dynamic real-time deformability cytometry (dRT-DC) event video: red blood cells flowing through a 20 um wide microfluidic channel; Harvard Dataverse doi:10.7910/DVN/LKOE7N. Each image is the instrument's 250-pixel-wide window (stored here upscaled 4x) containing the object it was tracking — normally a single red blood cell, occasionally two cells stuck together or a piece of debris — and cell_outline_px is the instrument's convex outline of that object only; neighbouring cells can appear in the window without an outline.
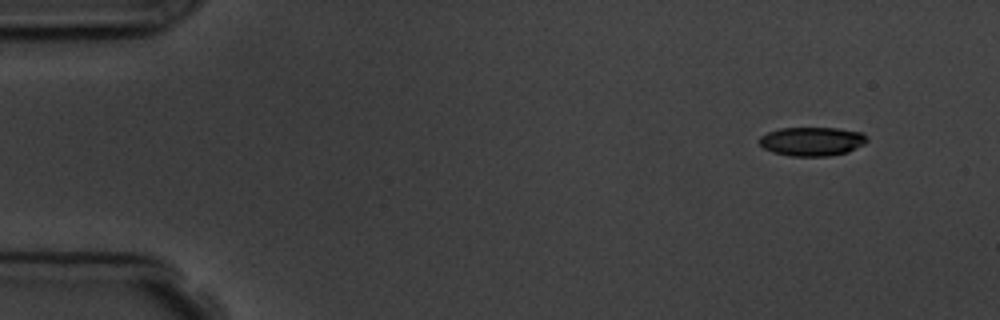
{"species": "common noctule bat (a hibernating species)", "species_latin": "Nyctalus noctula", "temperature_condition": "room temperature", "stored_images_in_passage": 6, "camera_frame_rate_fps": 3000, "um_per_image_px": 0.085, "animal": {"sex": "male", "body_mass_g": 19.5, "forearm_length_mm": 54.6}, "frame": {"image": 1, "passage_image": 1, "time_ms": 0.0, "image_size_px": [1000, 320], "cell_outline_px": [[868, 140], [864, 144], [848, 152], [828, 156], [788, 156], [772, 152], [764, 148], [760, 144], [760, 136], [768, 132], [780, 128], [836, 128], [860, 132]], "centroid_in_image_um": [69.0, 12.02], "position_along_channel_um": 16.0, "area_um2": 18.03}}
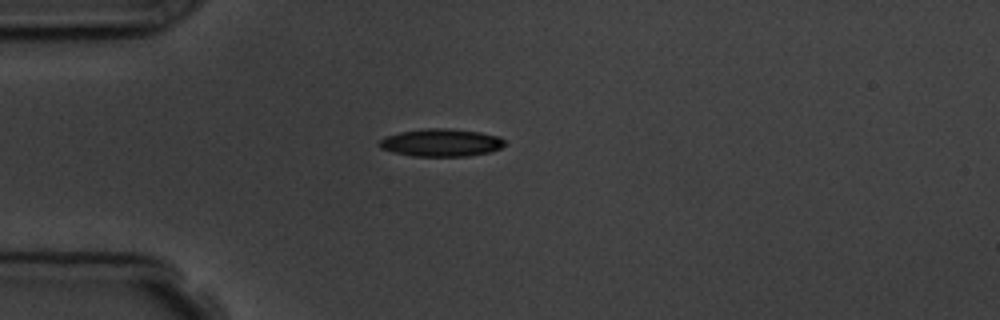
{"frame": {"image": 2, "passage_image": 3, "time_ms": 3.333, "image_size_px": [1000, 320], "cell_outline_px": [[504, 144], [500, 148], [488, 152], [468, 156], [412, 156], [392, 152], [380, 148], [376, 144], [384, 136], [400, 132], [424, 128], [444, 128], [480, 132], [500, 136], [504, 140]], "centroid_in_image_um": [37.44, 12.12], "position_along_channel_um": 47.6, "area_um2": 20.29}}